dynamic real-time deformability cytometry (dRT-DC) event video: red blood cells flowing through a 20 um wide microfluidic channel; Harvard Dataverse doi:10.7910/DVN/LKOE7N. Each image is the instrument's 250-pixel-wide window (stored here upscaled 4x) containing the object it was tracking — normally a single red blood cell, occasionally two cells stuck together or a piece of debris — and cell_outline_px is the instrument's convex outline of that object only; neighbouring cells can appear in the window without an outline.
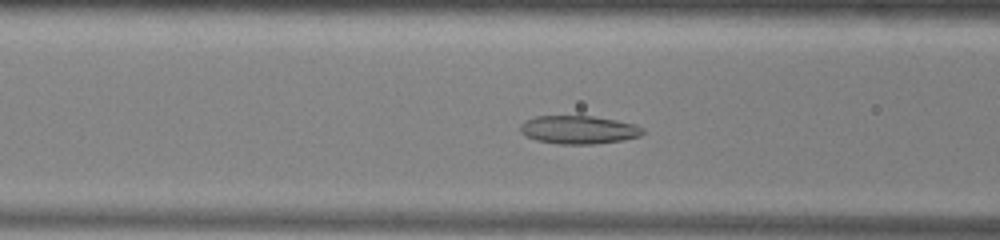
{"species": "common noctule bat (a hibernating species)", "species_latin": "Nyctalus noctula", "temperature_condition": "warm", "stored_images_in_passage": 46, "camera_frame_rate_fps": 3000, "um_per_image_px": 0.085, "animal": {"sex": "male", "body_mass_g": 13.0, "forearm_length_mm": 53.1}, "frame": {"image": 1, "passage_image": 14, "time_ms": 4.333, "image_size_px": [1000, 240], "cell_outline_px": [[644, 132], [640, 136], [624, 140], [596, 144], [556, 144], [536, 140], [524, 136], [520, 132], [520, 124], [524, 120], [536, 116], [592, 116], [616, 120], [636, 124], [644, 128]], "centroid_in_image_um": [49.17, 11.03], "position_along_channel_um": 117.4, "area_um2": 20.46}}
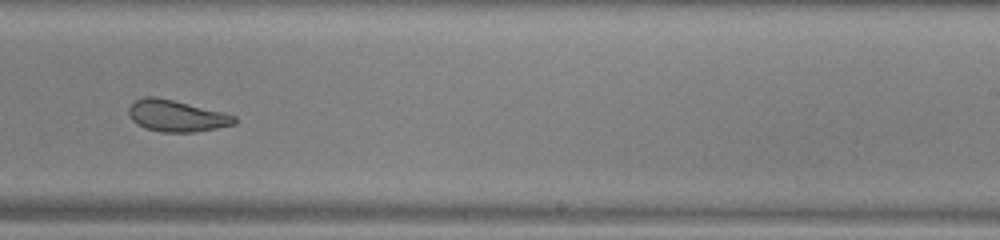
{"frame": {"image": 2, "passage_image": 26, "time_ms": 8.333, "image_size_px": [1000, 240], "cell_outline_px": [[236, 124], [196, 132], [160, 132], [144, 128], [136, 124], [132, 120], [128, 112], [128, 108], [136, 100], [144, 96], [152, 96], [172, 100], [224, 112], [236, 116]], "centroid_in_image_um": [15.0, 9.86], "position_along_channel_um": 274.0, "area_um2": 19.42}}
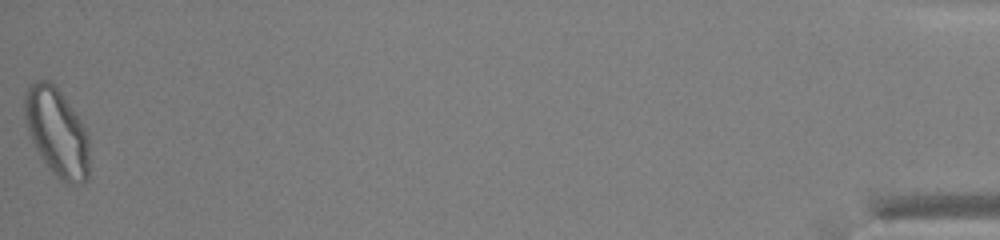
{"frame": {"image": 3, "passage_image": 46, "time_ms": 15.0, "image_size_px": [1000, 240], "cell_outline_px": [[88, 176], [80, 184], [64, 184], [48, 168], [40, 156], [28, 132], [24, 116], [24, 96], [28, 88], [36, 80], [52, 80], [72, 108], [80, 120], [88, 136]], "centroid_in_image_um": [4.81, 11.24], "position_along_channel_um": 430.4, "area_um2": 33.12}, "authors_computed_cell_mechanics": {"area_um2": 22.3975, "velocity_mm_per_s": 3.9266, "shape_relaxation_time_tau1_ms": null, "shape_relaxation_time_tau2_ms": 2.0265, "deformation_change_tau1": null, "deformation_change_tau2": 0.0887}}